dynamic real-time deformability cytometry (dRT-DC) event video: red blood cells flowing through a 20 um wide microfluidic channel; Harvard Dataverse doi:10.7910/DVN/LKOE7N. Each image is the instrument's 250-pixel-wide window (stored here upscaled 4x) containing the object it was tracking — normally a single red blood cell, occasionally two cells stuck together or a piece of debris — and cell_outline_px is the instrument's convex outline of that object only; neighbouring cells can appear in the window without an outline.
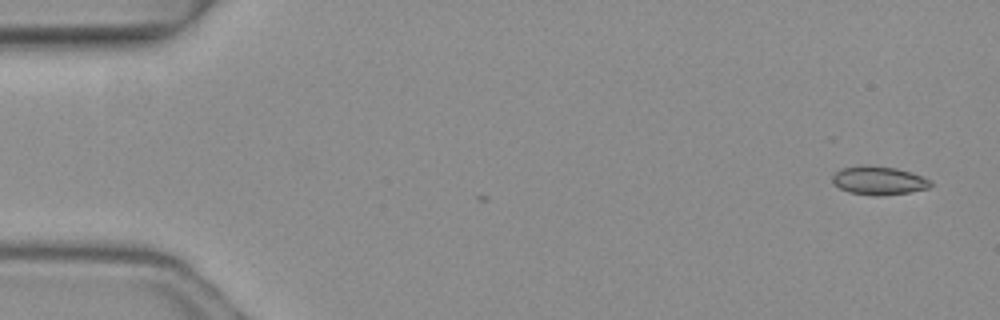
{"species": "common noctule bat (a hibernating species)", "species_latin": "Nyctalus noctula", "temperature_condition": "warm", "stored_images_in_passage": 5, "camera_frame_rate_fps": 3000, "um_per_image_px": 0.085, "animal": {"sex": "female", "body_mass_g": 19.3, "forearm_length_mm": 54.1}, "frame": {"image": 1, "passage_image": 1, "time_ms": 0.0, "image_size_px": [1000, 320], "cell_outline_px": [[932, 184], [928, 188], [908, 192], [880, 196], [876, 196], [848, 192], [840, 188], [832, 180], [832, 176], [840, 168], [896, 168], [912, 172], [924, 176], [932, 180]], "centroid_in_image_um": [74.76, 15.39], "position_along_channel_um": 10.2, "area_um2": 15.66}}
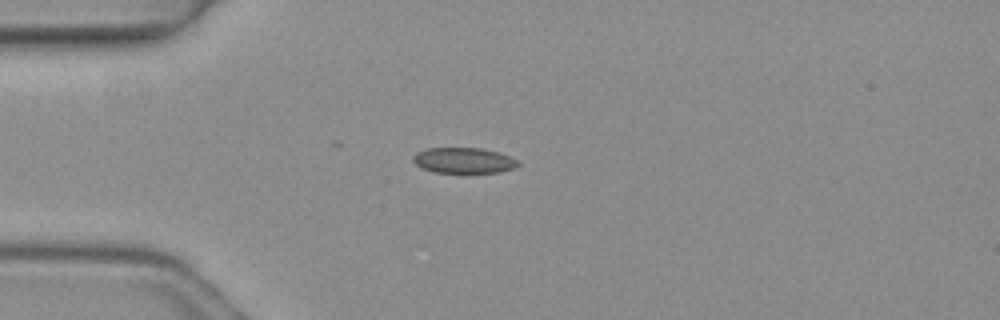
{"frame": {"image": 2, "passage_image": 4, "time_ms": 1.0, "image_size_px": [1000, 320], "cell_outline_px": [[520, 164], [512, 168], [496, 172], [436, 172], [424, 168], [416, 164], [412, 160], [412, 156], [416, 152], [428, 148], [480, 148], [496, 152], [508, 156], [516, 160]], "centroid_in_image_um": [39.36, 13.62], "position_along_channel_um": 45.6, "area_um2": 15.26}}